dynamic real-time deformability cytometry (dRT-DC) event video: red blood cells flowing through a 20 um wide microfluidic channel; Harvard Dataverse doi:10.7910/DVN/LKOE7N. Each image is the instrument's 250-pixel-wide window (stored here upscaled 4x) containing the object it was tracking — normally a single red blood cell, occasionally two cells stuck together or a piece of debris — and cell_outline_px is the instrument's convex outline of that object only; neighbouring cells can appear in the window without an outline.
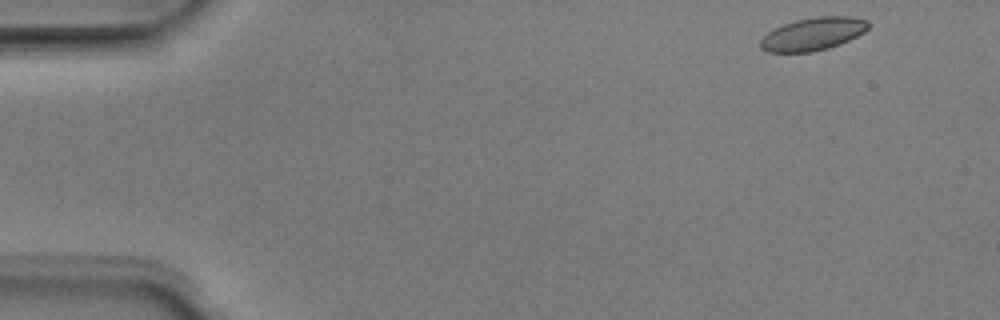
{"species": "Egyptian fruit bat (a non-hibernating species)", "species_latin": "Rousettus aegyptiacus", "temperature_condition": "room temperature", "stored_images_in_passage": 4, "camera_frame_rate_fps": 3000, "um_per_image_px": 0.085, "animal": {"sex": "male"}, "frame": {"image": 1, "passage_image": 1, "time_ms": 0.0, "image_size_px": [1000, 320], "cell_outline_px": [[868, 28], [864, 32], [840, 44], [828, 48], [812, 52], [768, 52], [760, 48], [760, 40], [768, 32], [784, 24], [796, 20], [816, 16], [852, 16], [868, 20]], "centroid_in_image_um": [69.11, 2.88], "position_along_channel_um": 15.9, "area_um2": 20.58}}
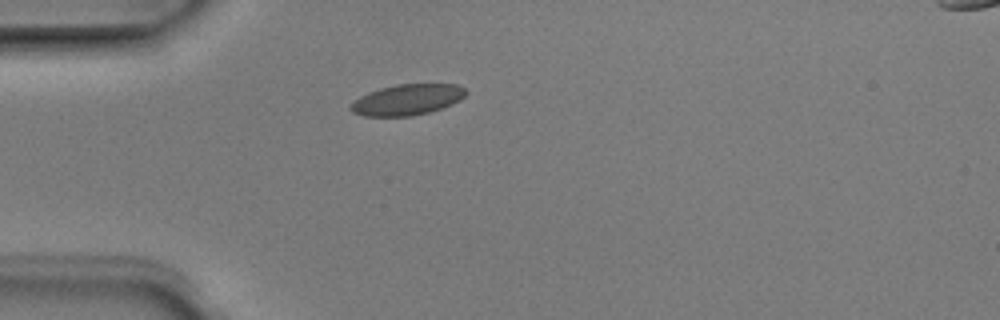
{"frame": {"image": 2, "passage_image": 3, "time_ms": 0.667, "image_size_px": [1000, 320], "cell_outline_px": [[468, 92], [460, 100], [440, 108], [428, 112], [412, 116], [364, 116], [352, 112], [352, 104], [360, 96], [368, 92], [380, 88], [396, 84], [456, 84], [464, 88]], "centroid_in_image_um": [34.62, 8.46], "position_along_channel_um": 50.4, "area_um2": 20.46}}